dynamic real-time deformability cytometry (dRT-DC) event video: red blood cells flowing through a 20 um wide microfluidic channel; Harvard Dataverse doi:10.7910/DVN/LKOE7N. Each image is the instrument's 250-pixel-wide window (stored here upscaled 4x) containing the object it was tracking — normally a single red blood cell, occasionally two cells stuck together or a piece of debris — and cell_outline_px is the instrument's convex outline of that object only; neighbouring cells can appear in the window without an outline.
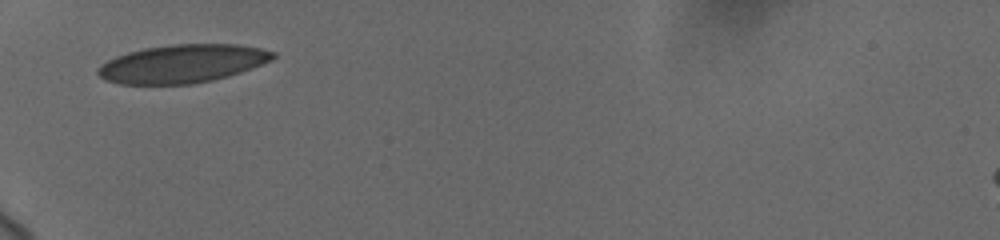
{"species": "human", "species_latin": "Homo sapiens", "temperature_condition": "cold", "stored_images_in_passage": 2, "camera_frame_rate_fps": 3000, "um_per_image_px": 0.085, "donor": {"sex": "female"}, "frame": {"image": 1, "passage_image": 1, "time_ms": 0.0, "image_size_px": [1000, 240], "cell_outline_px": [[276, 56], [272, 60], [252, 68], [228, 76], [212, 80], [192, 84], [120, 84], [104, 80], [96, 72], [96, 68], [100, 64], [116, 56], [128, 52], [144, 48], [172, 44], [236, 44], [260, 48], [276, 52]], "centroid_in_image_um": [15.49, 5.41], "position_along_channel_um": 69.5, "area_um2": 39.13}}